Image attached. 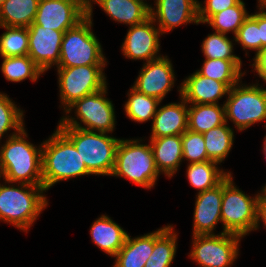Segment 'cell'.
I'll return each mask as SVG.
<instances>
[{"mask_svg":"<svg viewBox=\"0 0 266 267\" xmlns=\"http://www.w3.org/2000/svg\"><path fill=\"white\" fill-rule=\"evenodd\" d=\"M0 148V171L3 179L13 183L43 186L42 143L37 146L26 140L23 127L8 136Z\"/></svg>","mask_w":266,"mask_h":267,"instance_id":"1","label":"cell"},{"mask_svg":"<svg viewBox=\"0 0 266 267\" xmlns=\"http://www.w3.org/2000/svg\"><path fill=\"white\" fill-rule=\"evenodd\" d=\"M8 186L0 184V220L12 224L27 232L37 217L48 206V200L43 195V186L18 183ZM20 185V186H19Z\"/></svg>","mask_w":266,"mask_h":267,"instance_id":"2","label":"cell"},{"mask_svg":"<svg viewBox=\"0 0 266 267\" xmlns=\"http://www.w3.org/2000/svg\"><path fill=\"white\" fill-rule=\"evenodd\" d=\"M42 180L45 190L73 177L91 175L74 144L57 128L42 142Z\"/></svg>","mask_w":266,"mask_h":267,"instance_id":"3","label":"cell"},{"mask_svg":"<svg viewBox=\"0 0 266 267\" xmlns=\"http://www.w3.org/2000/svg\"><path fill=\"white\" fill-rule=\"evenodd\" d=\"M57 128L74 144L91 175L111 176L120 138L71 126Z\"/></svg>","mask_w":266,"mask_h":267,"instance_id":"4","label":"cell"},{"mask_svg":"<svg viewBox=\"0 0 266 267\" xmlns=\"http://www.w3.org/2000/svg\"><path fill=\"white\" fill-rule=\"evenodd\" d=\"M139 139H121L111 176L123 177L131 182L151 189L160 173L156 167L150 144H140Z\"/></svg>","mask_w":266,"mask_h":267,"instance_id":"5","label":"cell"},{"mask_svg":"<svg viewBox=\"0 0 266 267\" xmlns=\"http://www.w3.org/2000/svg\"><path fill=\"white\" fill-rule=\"evenodd\" d=\"M92 12L74 28L65 31L60 50V62L57 68H69L85 65H106L99 39L92 31Z\"/></svg>","mask_w":266,"mask_h":267,"instance_id":"6","label":"cell"},{"mask_svg":"<svg viewBox=\"0 0 266 267\" xmlns=\"http://www.w3.org/2000/svg\"><path fill=\"white\" fill-rule=\"evenodd\" d=\"M231 174L230 172L223 179L222 232L233 233L243 237L255 230L260 193L253 198L245 194L234 185Z\"/></svg>","mask_w":266,"mask_h":267,"instance_id":"7","label":"cell"},{"mask_svg":"<svg viewBox=\"0 0 266 267\" xmlns=\"http://www.w3.org/2000/svg\"><path fill=\"white\" fill-rule=\"evenodd\" d=\"M107 88L106 85L99 91L75 100L65 110L66 116L60 119L58 126H71L107 134L113 132L116 124L115 111L112 101L105 97ZM74 108L77 118L67 116ZM76 119L80 120V122ZM81 123L85 126L81 125Z\"/></svg>","mask_w":266,"mask_h":267,"instance_id":"8","label":"cell"},{"mask_svg":"<svg viewBox=\"0 0 266 267\" xmlns=\"http://www.w3.org/2000/svg\"><path fill=\"white\" fill-rule=\"evenodd\" d=\"M241 82L230 88L224 103L225 121H232L239 131L266 121V88L259 87L258 83L240 85Z\"/></svg>","mask_w":266,"mask_h":267,"instance_id":"9","label":"cell"},{"mask_svg":"<svg viewBox=\"0 0 266 267\" xmlns=\"http://www.w3.org/2000/svg\"><path fill=\"white\" fill-rule=\"evenodd\" d=\"M106 65H85L57 68L60 100L63 110L75 100L103 89L106 85Z\"/></svg>","mask_w":266,"mask_h":267,"instance_id":"10","label":"cell"},{"mask_svg":"<svg viewBox=\"0 0 266 267\" xmlns=\"http://www.w3.org/2000/svg\"><path fill=\"white\" fill-rule=\"evenodd\" d=\"M242 236L221 232L217 235H193L189 257L200 267H231L239 254Z\"/></svg>","mask_w":266,"mask_h":267,"instance_id":"11","label":"cell"},{"mask_svg":"<svg viewBox=\"0 0 266 267\" xmlns=\"http://www.w3.org/2000/svg\"><path fill=\"white\" fill-rule=\"evenodd\" d=\"M86 16L87 4L82 0H40L32 24L55 31H67Z\"/></svg>","mask_w":266,"mask_h":267,"instance_id":"12","label":"cell"},{"mask_svg":"<svg viewBox=\"0 0 266 267\" xmlns=\"http://www.w3.org/2000/svg\"><path fill=\"white\" fill-rule=\"evenodd\" d=\"M154 20L149 17L142 23L129 26L127 35L122 44V53L131 60H143L149 62L161 57L159 36L162 35L156 28ZM155 26V27H154Z\"/></svg>","mask_w":266,"mask_h":267,"instance_id":"13","label":"cell"},{"mask_svg":"<svg viewBox=\"0 0 266 267\" xmlns=\"http://www.w3.org/2000/svg\"><path fill=\"white\" fill-rule=\"evenodd\" d=\"M167 57L162 55L144 63L132 87L162 102L166 94L174 87L175 82L173 66Z\"/></svg>","mask_w":266,"mask_h":267,"instance_id":"14","label":"cell"},{"mask_svg":"<svg viewBox=\"0 0 266 267\" xmlns=\"http://www.w3.org/2000/svg\"><path fill=\"white\" fill-rule=\"evenodd\" d=\"M65 31H55L37 24L28 27V55L43 71L60 62V50Z\"/></svg>","mask_w":266,"mask_h":267,"instance_id":"15","label":"cell"},{"mask_svg":"<svg viewBox=\"0 0 266 267\" xmlns=\"http://www.w3.org/2000/svg\"><path fill=\"white\" fill-rule=\"evenodd\" d=\"M150 17L162 34L188 23L199 24L198 0H156ZM159 22V23H158Z\"/></svg>","mask_w":266,"mask_h":267,"instance_id":"16","label":"cell"},{"mask_svg":"<svg viewBox=\"0 0 266 267\" xmlns=\"http://www.w3.org/2000/svg\"><path fill=\"white\" fill-rule=\"evenodd\" d=\"M223 180L215 187L197 193L193 235H214L216 224L221 220Z\"/></svg>","mask_w":266,"mask_h":267,"instance_id":"17","label":"cell"},{"mask_svg":"<svg viewBox=\"0 0 266 267\" xmlns=\"http://www.w3.org/2000/svg\"><path fill=\"white\" fill-rule=\"evenodd\" d=\"M179 89L180 103H169L157 108L150 138L182 135L188 129V103L181 96V85Z\"/></svg>","mask_w":266,"mask_h":267,"instance_id":"18","label":"cell"},{"mask_svg":"<svg viewBox=\"0 0 266 267\" xmlns=\"http://www.w3.org/2000/svg\"><path fill=\"white\" fill-rule=\"evenodd\" d=\"M229 90L225 83L204 77L197 71L181 83V96L188 104H218Z\"/></svg>","mask_w":266,"mask_h":267,"instance_id":"19","label":"cell"},{"mask_svg":"<svg viewBox=\"0 0 266 267\" xmlns=\"http://www.w3.org/2000/svg\"><path fill=\"white\" fill-rule=\"evenodd\" d=\"M150 147L159 173L171 178L183 161L181 135L150 138Z\"/></svg>","mask_w":266,"mask_h":267,"instance_id":"20","label":"cell"},{"mask_svg":"<svg viewBox=\"0 0 266 267\" xmlns=\"http://www.w3.org/2000/svg\"><path fill=\"white\" fill-rule=\"evenodd\" d=\"M92 2L98 4L115 22L129 26L142 23L150 17V10L136 0H91L87 5V12H92Z\"/></svg>","mask_w":266,"mask_h":267,"instance_id":"21","label":"cell"},{"mask_svg":"<svg viewBox=\"0 0 266 267\" xmlns=\"http://www.w3.org/2000/svg\"><path fill=\"white\" fill-rule=\"evenodd\" d=\"M93 243L103 252L115 257L125 244L128 233L107 215H101L90 229Z\"/></svg>","mask_w":266,"mask_h":267,"instance_id":"22","label":"cell"},{"mask_svg":"<svg viewBox=\"0 0 266 267\" xmlns=\"http://www.w3.org/2000/svg\"><path fill=\"white\" fill-rule=\"evenodd\" d=\"M153 248L154 232L135 238L128 234L125 244L115 256L113 267H144Z\"/></svg>","mask_w":266,"mask_h":267,"instance_id":"23","label":"cell"},{"mask_svg":"<svg viewBox=\"0 0 266 267\" xmlns=\"http://www.w3.org/2000/svg\"><path fill=\"white\" fill-rule=\"evenodd\" d=\"M187 122L190 131L202 134L218 127L226 122L224 104H190Z\"/></svg>","mask_w":266,"mask_h":267,"instance_id":"24","label":"cell"},{"mask_svg":"<svg viewBox=\"0 0 266 267\" xmlns=\"http://www.w3.org/2000/svg\"><path fill=\"white\" fill-rule=\"evenodd\" d=\"M173 225L154 231V248L144 267H169L177 249V234Z\"/></svg>","mask_w":266,"mask_h":267,"instance_id":"25","label":"cell"},{"mask_svg":"<svg viewBox=\"0 0 266 267\" xmlns=\"http://www.w3.org/2000/svg\"><path fill=\"white\" fill-rule=\"evenodd\" d=\"M40 0H6L0 7V26L29 27Z\"/></svg>","mask_w":266,"mask_h":267,"instance_id":"26","label":"cell"},{"mask_svg":"<svg viewBox=\"0 0 266 267\" xmlns=\"http://www.w3.org/2000/svg\"><path fill=\"white\" fill-rule=\"evenodd\" d=\"M241 60L208 59L202 68L196 70L200 75L225 83L229 88L235 86L245 75L241 72Z\"/></svg>","mask_w":266,"mask_h":267,"instance_id":"27","label":"cell"},{"mask_svg":"<svg viewBox=\"0 0 266 267\" xmlns=\"http://www.w3.org/2000/svg\"><path fill=\"white\" fill-rule=\"evenodd\" d=\"M219 163L211 160L187 165V178L198 193L218 185L230 172L218 168Z\"/></svg>","mask_w":266,"mask_h":267,"instance_id":"28","label":"cell"},{"mask_svg":"<svg viewBox=\"0 0 266 267\" xmlns=\"http://www.w3.org/2000/svg\"><path fill=\"white\" fill-rule=\"evenodd\" d=\"M207 157L221 163L230 153L234 143V130L224 124L203 133Z\"/></svg>","mask_w":266,"mask_h":267,"instance_id":"29","label":"cell"},{"mask_svg":"<svg viewBox=\"0 0 266 267\" xmlns=\"http://www.w3.org/2000/svg\"><path fill=\"white\" fill-rule=\"evenodd\" d=\"M2 58L1 71L7 81L21 82L29 78L34 82L44 74L29 55Z\"/></svg>","mask_w":266,"mask_h":267,"instance_id":"30","label":"cell"},{"mask_svg":"<svg viewBox=\"0 0 266 267\" xmlns=\"http://www.w3.org/2000/svg\"><path fill=\"white\" fill-rule=\"evenodd\" d=\"M128 100L124 104L127 117L132 121L143 123L152 119L161 101L152 96L138 92L133 87L127 93Z\"/></svg>","mask_w":266,"mask_h":267,"instance_id":"31","label":"cell"},{"mask_svg":"<svg viewBox=\"0 0 266 267\" xmlns=\"http://www.w3.org/2000/svg\"><path fill=\"white\" fill-rule=\"evenodd\" d=\"M249 16L245 3L240 0L235 6L212 15L205 23L212 26L215 32L236 35L244 20Z\"/></svg>","mask_w":266,"mask_h":267,"instance_id":"32","label":"cell"},{"mask_svg":"<svg viewBox=\"0 0 266 267\" xmlns=\"http://www.w3.org/2000/svg\"><path fill=\"white\" fill-rule=\"evenodd\" d=\"M6 29L0 37L1 57L28 55V27L0 26Z\"/></svg>","mask_w":266,"mask_h":267,"instance_id":"33","label":"cell"},{"mask_svg":"<svg viewBox=\"0 0 266 267\" xmlns=\"http://www.w3.org/2000/svg\"><path fill=\"white\" fill-rule=\"evenodd\" d=\"M202 53L208 59L241 60L233 54V43L226 34L214 32L202 42Z\"/></svg>","mask_w":266,"mask_h":267,"instance_id":"34","label":"cell"},{"mask_svg":"<svg viewBox=\"0 0 266 267\" xmlns=\"http://www.w3.org/2000/svg\"><path fill=\"white\" fill-rule=\"evenodd\" d=\"M23 113L7 94L0 92V140L8 130L19 132L25 127Z\"/></svg>","mask_w":266,"mask_h":267,"instance_id":"35","label":"cell"},{"mask_svg":"<svg viewBox=\"0 0 266 267\" xmlns=\"http://www.w3.org/2000/svg\"><path fill=\"white\" fill-rule=\"evenodd\" d=\"M234 37L235 42L242 45L243 50L250 49L256 51L257 55L261 51V39L258 27V12L250 14L238 29Z\"/></svg>","mask_w":266,"mask_h":267,"instance_id":"36","label":"cell"},{"mask_svg":"<svg viewBox=\"0 0 266 267\" xmlns=\"http://www.w3.org/2000/svg\"><path fill=\"white\" fill-rule=\"evenodd\" d=\"M183 159L190 163H198L210 160L207 157L205 141L202 133L187 129L182 135Z\"/></svg>","mask_w":266,"mask_h":267,"instance_id":"37","label":"cell"},{"mask_svg":"<svg viewBox=\"0 0 266 267\" xmlns=\"http://www.w3.org/2000/svg\"><path fill=\"white\" fill-rule=\"evenodd\" d=\"M239 1L240 0H205V6L198 3L199 24H204L212 15L235 6Z\"/></svg>","mask_w":266,"mask_h":267,"instance_id":"38","label":"cell"},{"mask_svg":"<svg viewBox=\"0 0 266 267\" xmlns=\"http://www.w3.org/2000/svg\"><path fill=\"white\" fill-rule=\"evenodd\" d=\"M254 63L252 64L254 70L259 75V78L266 82V48L260 51L253 58Z\"/></svg>","mask_w":266,"mask_h":267,"instance_id":"39","label":"cell"},{"mask_svg":"<svg viewBox=\"0 0 266 267\" xmlns=\"http://www.w3.org/2000/svg\"><path fill=\"white\" fill-rule=\"evenodd\" d=\"M263 222V225L266 228V193L261 190L258 205H257V220L255 225V230L259 229V222Z\"/></svg>","mask_w":266,"mask_h":267,"instance_id":"40","label":"cell"},{"mask_svg":"<svg viewBox=\"0 0 266 267\" xmlns=\"http://www.w3.org/2000/svg\"><path fill=\"white\" fill-rule=\"evenodd\" d=\"M258 27L261 39V51L266 48V9L258 11Z\"/></svg>","mask_w":266,"mask_h":267,"instance_id":"41","label":"cell"},{"mask_svg":"<svg viewBox=\"0 0 266 267\" xmlns=\"http://www.w3.org/2000/svg\"><path fill=\"white\" fill-rule=\"evenodd\" d=\"M258 9H264L266 8V0H258Z\"/></svg>","mask_w":266,"mask_h":267,"instance_id":"42","label":"cell"},{"mask_svg":"<svg viewBox=\"0 0 266 267\" xmlns=\"http://www.w3.org/2000/svg\"><path fill=\"white\" fill-rule=\"evenodd\" d=\"M136 1L142 3L143 5H145L149 10H151L153 8L150 4H148L144 0H136Z\"/></svg>","mask_w":266,"mask_h":267,"instance_id":"43","label":"cell"},{"mask_svg":"<svg viewBox=\"0 0 266 267\" xmlns=\"http://www.w3.org/2000/svg\"><path fill=\"white\" fill-rule=\"evenodd\" d=\"M263 153L265 154V158H266V135L264 137V142H263Z\"/></svg>","mask_w":266,"mask_h":267,"instance_id":"44","label":"cell"},{"mask_svg":"<svg viewBox=\"0 0 266 267\" xmlns=\"http://www.w3.org/2000/svg\"><path fill=\"white\" fill-rule=\"evenodd\" d=\"M82 1H84L88 5L91 0H82Z\"/></svg>","mask_w":266,"mask_h":267,"instance_id":"45","label":"cell"},{"mask_svg":"<svg viewBox=\"0 0 266 267\" xmlns=\"http://www.w3.org/2000/svg\"><path fill=\"white\" fill-rule=\"evenodd\" d=\"M6 0H0V7Z\"/></svg>","mask_w":266,"mask_h":267,"instance_id":"46","label":"cell"},{"mask_svg":"<svg viewBox=\"0 0 266 267\" xmlns=\"http://www.w3.org/2000/svg\"><path fill=\"white\" fill-rule=\"evenodd\" d=\"M262 190L266 193V184L263 186Z\"/></svg>","mask_w":266,"mask_h":267,"instance_id":"47","label":"cell"}]
</instances>
